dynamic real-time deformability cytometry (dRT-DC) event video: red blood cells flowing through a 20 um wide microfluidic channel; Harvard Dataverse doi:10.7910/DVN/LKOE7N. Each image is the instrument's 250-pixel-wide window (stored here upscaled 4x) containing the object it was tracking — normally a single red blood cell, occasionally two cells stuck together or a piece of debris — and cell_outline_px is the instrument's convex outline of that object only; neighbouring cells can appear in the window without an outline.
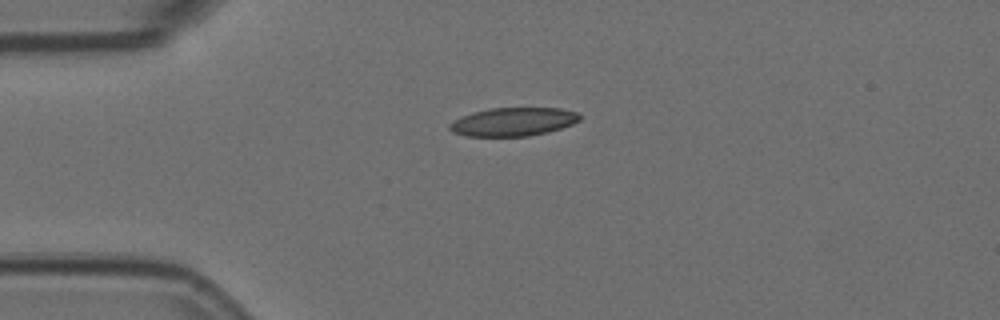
{"species": "Egyptian fruit bat (a non-hibernating species)", "species_latin": "Rousettus aegyptiacus", "temperature_condition": "room temperature", "stored_images_in_passage": 2, "camera_frame_rate_fps": 3000, "um_per_image_px": 0.085, "animal": {"sex": "female"}, "frame": {"image": 1, "passage_image": 1, "time_ms": 0.0, "image_size_px": [1000, 320], "cell_outline_px": [[580, 120], [572, 124], [548, 132], [528, 136], [464, 136], [452, 132], [448, 128], [448, 124], [472, 112], [492, 108], [560, 108], [580, 112]], "centroid_in_image_um": [43.64, 10.35], "position_along_channel_um": 41.4, "area_um2": 21.56}}